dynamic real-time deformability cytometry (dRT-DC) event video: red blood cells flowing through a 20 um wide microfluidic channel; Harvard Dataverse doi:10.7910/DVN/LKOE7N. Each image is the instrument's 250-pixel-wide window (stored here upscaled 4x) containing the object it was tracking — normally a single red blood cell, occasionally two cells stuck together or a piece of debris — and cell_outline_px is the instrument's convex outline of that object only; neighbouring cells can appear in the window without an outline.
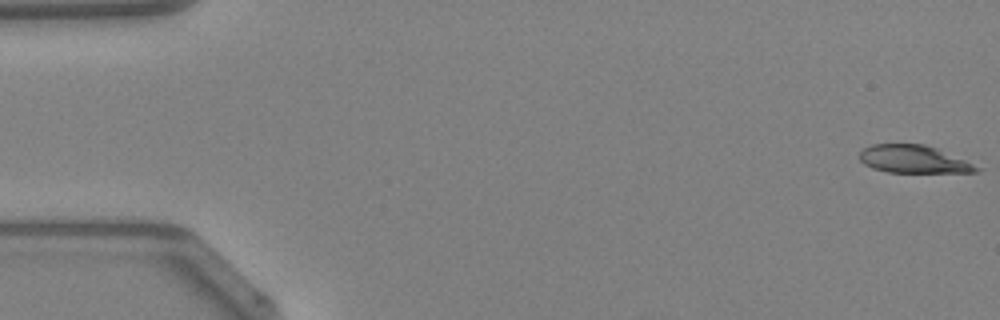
{"species": "Egyptian fruit bat (a non-hibernating species)", "species_latin": "Rousettus aegyptiacus", "temperature_condition": "warm", "stored_images_in_passage": 25, "camera_frame_rate_fps": 3000, "um_per_image_px": 0.085, "animal": {"sex": "female"}, "frame": {"image": 1, "passage_image": 1, "time_ms": 0.0, "image_size_px": [1000, 320], "cell_outline_px": [[984, 168], [976, 172], [888, 172], [872, 168], [864, 164], [860, 160], [860, 152], [864, 148], [872, 144], [924, 144], [936, 148]], "centroid_in_image_um": [77.66, 13.53], "position_along_channel_um": 7.3, "area_um2": 18.79}}
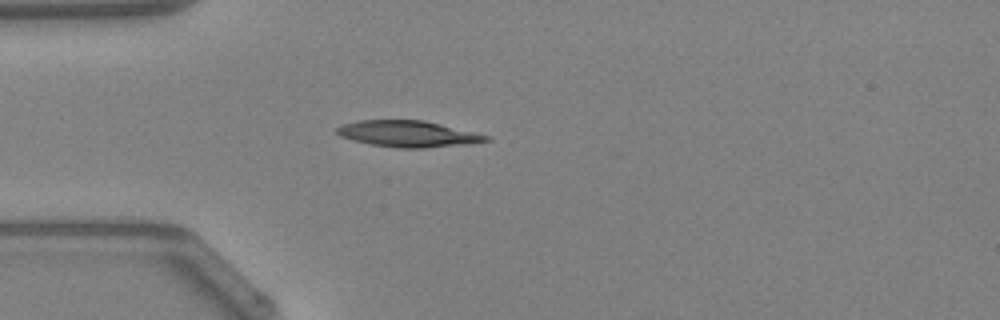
{"frame": {"image": 2, "passage_image": 14, "time_ms": 4.333, "image_size_px": [1000, 320], "cell_outline_px": [[492, 140], [424, 148], [396, 148], [372, 144], [352, 140], [340, 136], [336, 132], [336, 128], [344, 124], [360, 120], [424, 120], [476, 132], [492, 136]], "centroid_in_image_um": [34.68, 11.37], "position_along_channel_um": 50.3, "area_um2": 22.66}}
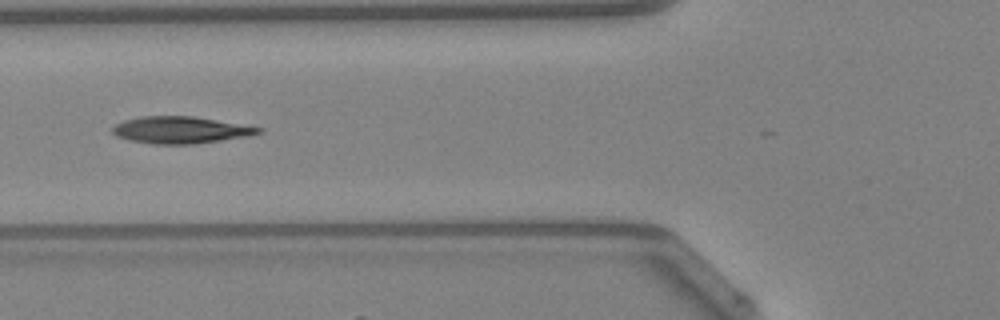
{"frame": {"image": 3, "passage_image": 19, "time_ms": 6.0, "image_size_px": [1000, 320], "cell_outline_px": [[264, 128], [260, 132], [248, 136], [196, 144], [152, 144], [132, 140], [116, 136], [112, 132], [112, 128], [116, 124], [124, 120], [140, 116], [192, 116]], "centroid_in_image_um": [15.33, 11.05], "position_along_channel_um": 110.5, "area_um2": 22.72}}